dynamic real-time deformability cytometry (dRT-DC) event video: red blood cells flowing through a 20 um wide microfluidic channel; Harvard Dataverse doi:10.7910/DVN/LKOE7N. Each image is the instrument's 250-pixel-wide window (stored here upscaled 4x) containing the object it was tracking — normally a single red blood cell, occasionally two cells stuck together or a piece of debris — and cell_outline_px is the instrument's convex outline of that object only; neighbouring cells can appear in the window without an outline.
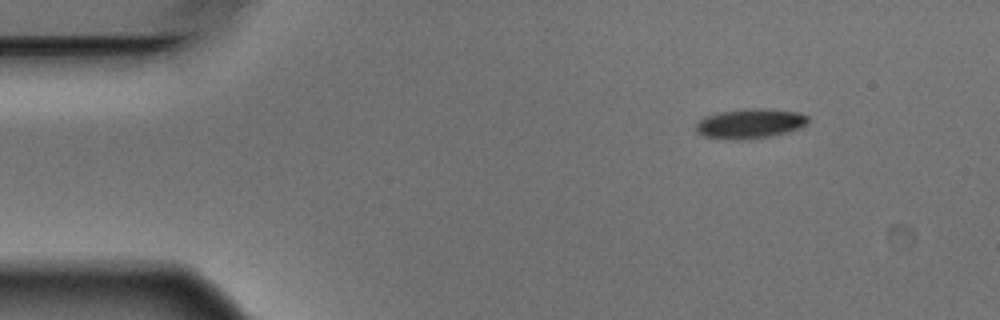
{"species": "Egyptian fruit bat (a non-hibernating species)", "species_latin": "Rousettus aegyptiacus", "temperature_condition": "warm", "stored_images_in_passage": 4, "camera_frame_rate_fps": 3000, "um_per_image_px": 0.085, "animal": {"sex": "male"}, "frame": {"image": 1, "passage_image": 1, "time_ms": 0.0, "image_size_px": [1000, 320], "cell_outline_px": [[808, 124], [788, 132], [768, 136], [740, 140], [728, 140], [704, 136], [696, 132], [696, 124], [704, 116], [720, 112], [752, 108], [760, 108], [796, 112], [808, 116]], "centroid_in_image_um": [63.73, 10.51], "position_along_channel_um": 21.3, "area_um2": 19.31}}
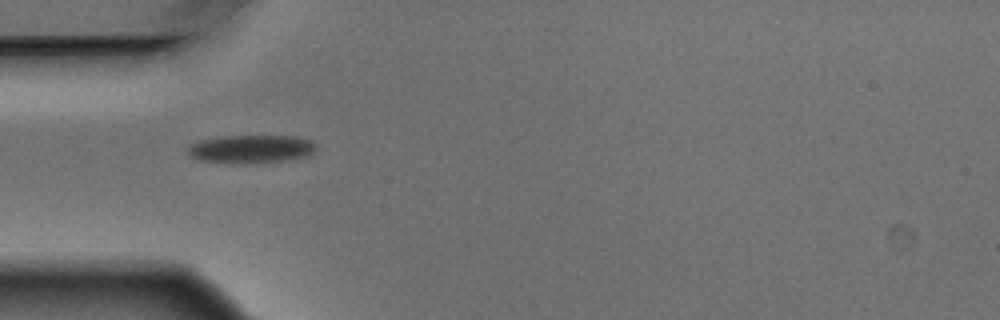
{"frame": {"image": 2, "passage_image": 4, "time_ms": 1.0, "image_size_px": [1000, 320], "cell_outline_px": [[316, 148], [308, 156], [288, 160], [248, 164], [228, 164], [200, 160], [192, 156], [188, 152], [188, 148], [192, 144], [200, 140], [224, 136], [296, 136], [308, 140], [316, 144]], "centroid_in_image_um": [21.35, 12.68], "position_along_channel_um": 63.7, "area_um2": 21.21}}